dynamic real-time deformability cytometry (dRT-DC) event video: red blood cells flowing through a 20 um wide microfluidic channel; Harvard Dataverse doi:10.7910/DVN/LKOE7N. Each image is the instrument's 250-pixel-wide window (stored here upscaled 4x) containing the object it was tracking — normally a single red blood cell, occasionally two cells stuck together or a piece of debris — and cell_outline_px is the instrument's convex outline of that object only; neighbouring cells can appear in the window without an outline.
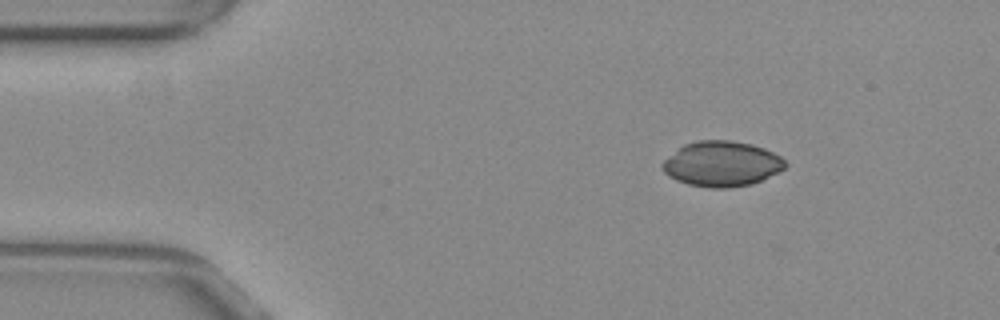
{"species": "common noctule bat (a hibernating species)", "species_latin": "Nyctalus noctula", "temperature_condition": "warm", "stored_images_in_passage": 8, "camera_frame_rate_fps": 3000, "um_per_image_px": 0.085, "animal": {"sex": "female", "body_mass_g": 29.2, "forearm_length_mm": 56.3}, "frame": {"image": 1, "passage_image": 1, "time_ms": 0.0, "image_size_px": [1000, 320], "cell_outline_px": [[788, 164], [780, 172], [752, 184], [728, 188], [708, 188], [688, 184], [676, 180], [668, 176], [664, 172], [660, 164], [664, 160], [684, 144], [696, 140], [732, 140], [752, 144], [764, 148], [780, 156]], "centroid_in_image_um": [61.35, 13.93], "position_along_channel_um": 23.6, "area_um2": 32.6}}